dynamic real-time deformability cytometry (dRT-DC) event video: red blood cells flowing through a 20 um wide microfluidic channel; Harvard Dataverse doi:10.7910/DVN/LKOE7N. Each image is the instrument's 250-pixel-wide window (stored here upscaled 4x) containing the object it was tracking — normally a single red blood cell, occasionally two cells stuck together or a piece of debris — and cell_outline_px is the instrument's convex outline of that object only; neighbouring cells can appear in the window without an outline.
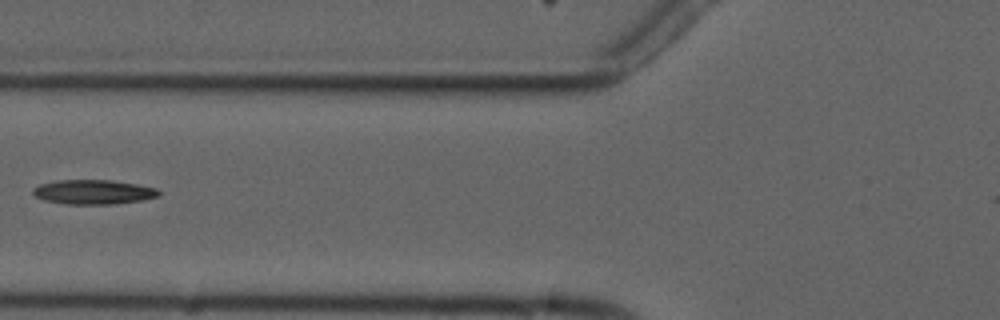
{"species": "common noctule bat (a hibernating species)", "species_latin": "Nyctalus noctula", "temperature_condition": "cold", "stored_images_in_passage": 4, "camera_frame_rate_fps": 3000, "um_per_image_px": 0.085, "animal": {"sex": "male", "forearm_length_mm": 52.5}, "frame": {"image": 1, "passage_image": 4, "time_ms": 3.667, "image_size_px": [1000, 320], "cell_outline_px": [[160, 196], [140, 200], [112, 204], [64, 204], [44, 200], [36, 196], [32, 192], [32, 188], [40, 184], [56, 180], [112, 180], [136, 184], [156, 188], [160, 192]], "centroid_in_image_um": [7.91, 16.31], "position_along_channel_um": 117.9, "area_um2": 17.92}}